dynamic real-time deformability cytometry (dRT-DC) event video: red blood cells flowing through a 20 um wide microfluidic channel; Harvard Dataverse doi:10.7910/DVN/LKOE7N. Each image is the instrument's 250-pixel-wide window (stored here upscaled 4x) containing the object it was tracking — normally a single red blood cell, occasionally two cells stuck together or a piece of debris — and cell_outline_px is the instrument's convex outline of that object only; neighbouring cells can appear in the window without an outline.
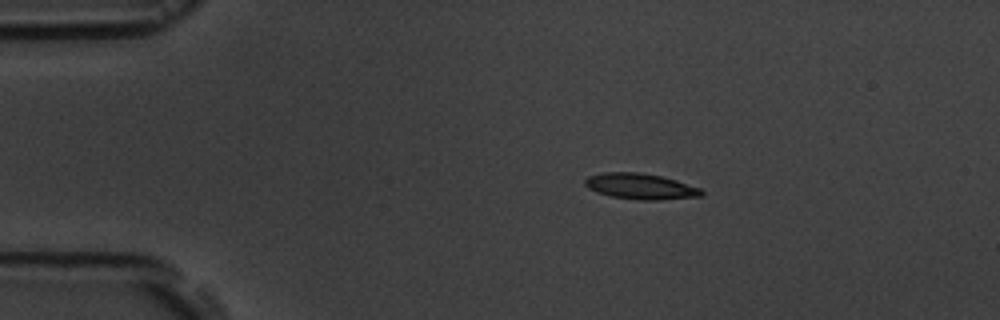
{"species": "common noctule bat (a hibernating species)", "species_latin": "Nyctalus noctula", "temperature_condition": "room temperature", "stored_images_in_passage": 4, "camera_frame_rate_fps": 3000, "um_per_image_px": 0.085, "animal": {"sex": "male", "body_mass_g": 19.5, "forearm_length_mm": 54.6}, "frame": {"image": 1, "passage_image": 1, "time_ms": 0.0, "image_size_px": [1000, 320], "cell_outline_px": [[704, 192], [700, 196], [660, 200], [644, 200], [612, 196], [596, 192], [588, 188], [584, 184], [584, 180], [588, 176], [604, 172], [636, 172], [660, 176], [676, 180], [700, 188]], "centroid_in_image_um": [54.42, 15.83], "position_along_channel_um": 30.6, "area_um2": 17.34}}
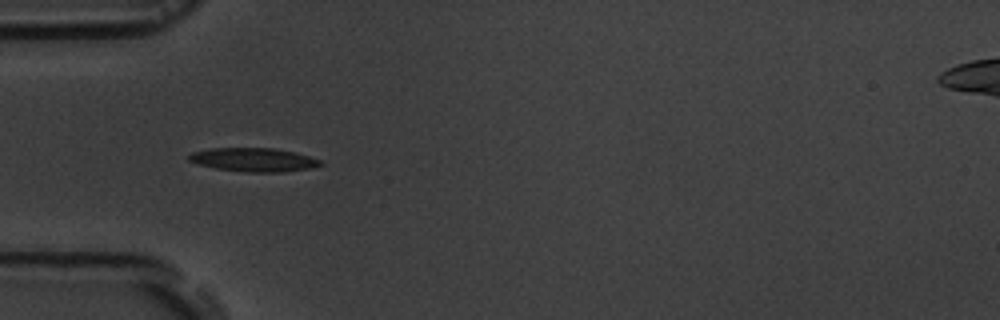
{"frame": {"image": 2, "passage_image": 3, "time_ms": 2.333, "image_size_px": [1000, 320], "cell_outline_px": [[324, 164], [312, 168], [284, 172], [244, 172], [216, 168], [196, 164], [188, 160], [188, 156], [192, 152], [212, 148], [272, 148], [296, 152], [320, 160]], "centroid_in_image_um": [21.56, 13.58], "position_along_channel_um": 63.4, "area_um2": 18.21}}
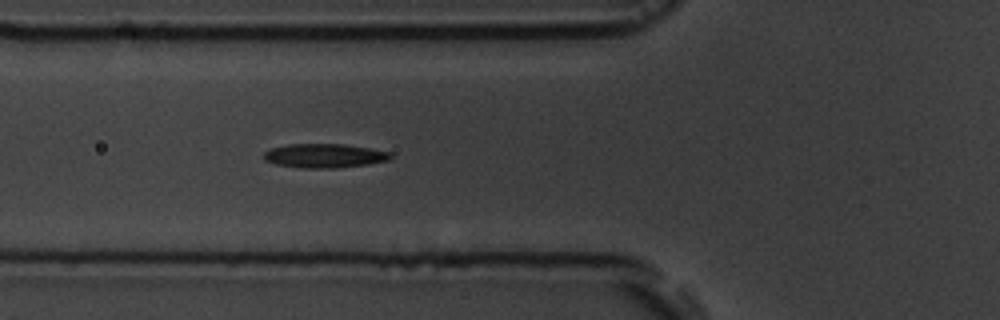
{"frame": {"image": 3, "passage_image": 4, "time_ms": 3.333, "image_size_px": [1000, 320], "cell_outline_px": [[392, 156], [388, 160], [368, 164], [336, 168], [304, 168], [276, 164], [264, 160], [264, 152], [272, 148], [288, 144], [344, 144], [392, 152]], "centroid_in_image_um": [27.58, 13.24], "position_along_channel_um": 98.2, "area_um2": 17.69}}